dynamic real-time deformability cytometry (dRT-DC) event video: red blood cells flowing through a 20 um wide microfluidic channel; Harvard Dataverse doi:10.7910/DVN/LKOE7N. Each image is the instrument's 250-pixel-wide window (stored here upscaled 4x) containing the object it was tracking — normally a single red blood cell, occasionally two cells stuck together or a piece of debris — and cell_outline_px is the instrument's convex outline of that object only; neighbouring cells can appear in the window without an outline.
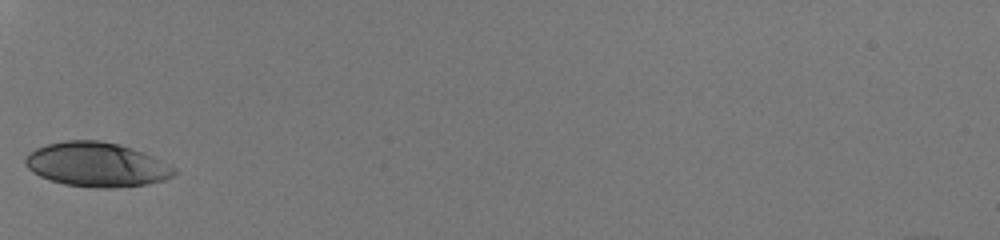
{"species": "human", "species_latin": "Homo sapiens", "temperature_condition": "room temperature", "stored_images_in_passage": 26, "camera_frame_rate_fps": 3000, "um_per_image_px": 0.085, "donor": {"sex": "male"}, "frame": {"image": 1, "passage_image": 1, "time_ms": 0.0, "image_size_px": [1000, 240], "cell_outline_px": [[176, 172], [172, 176], [164, 180], [144, 184], [112, 188], [96, 188], [64, 184], [40, 176], [32, 172], [24, 164], [24, 160], [36, 148], [48, 144], [64, 140], [100, 140], [116, 144], [140, 152], [176, 168]], "centroid_in_image_um": [8.17, 14.0], "position_along_channel_um": 76.8, "area_um2": 37.8}}
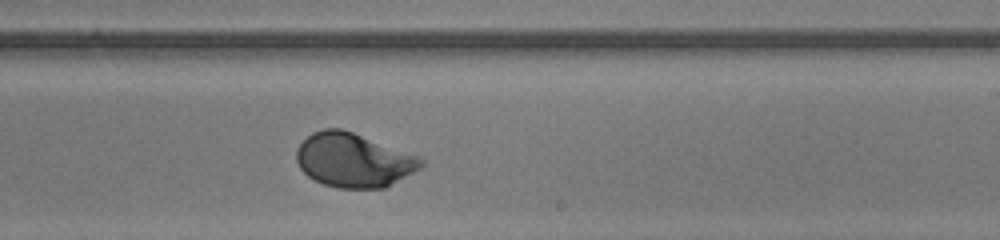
{"frame": {"image": 2, "passage_image": 15, "time_ms": 4.667, "image_size_px": [1000, 240], "cell_outline_px": [[424, 164], [420, 168], [384, 188], [336, 188], [324, 184], [308, 176], [300, 168], [296, 160], [296, 148], [312, 132], [324, 128], [340, 128], [424, 156]], "centroid_in_image_um": [30.08, 13.6], "position_along_channel_um": 258.9, "area_um2": 39.48}}
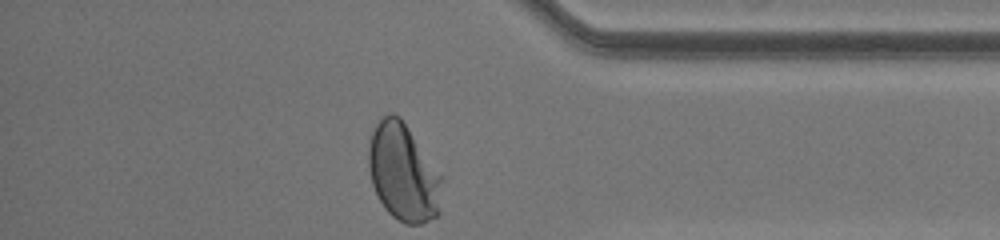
{"frame": {"image": 3, "passage_image": 26, "time_ms": 8.333, "image_size_px": [1000, 240], "cell_outline_px": [[444, 176], [440, 212], [436, 216], [420, 224], [404, 224], [392, 216], [384, 208], [372, 184], [368, 168], [368, 148], [372, 128], [384, 116], [392, 112], [400, 116]], "centroid_in_image_um": [34.3, 14.66], "position_along_channel_um": 400.9, "area_um2": 42.37}, "authors_computed_cell_mechanics": {"area_um2": 38.8994, "velocity_mm_per_s": 4.0522, "shape_relaxation_time_tau1_ms": 2.1895, "shape_relaxation_time_tau2_ms": null, "deformation_change_tau1": 0.1562, "deformation_change_tau2": null}}